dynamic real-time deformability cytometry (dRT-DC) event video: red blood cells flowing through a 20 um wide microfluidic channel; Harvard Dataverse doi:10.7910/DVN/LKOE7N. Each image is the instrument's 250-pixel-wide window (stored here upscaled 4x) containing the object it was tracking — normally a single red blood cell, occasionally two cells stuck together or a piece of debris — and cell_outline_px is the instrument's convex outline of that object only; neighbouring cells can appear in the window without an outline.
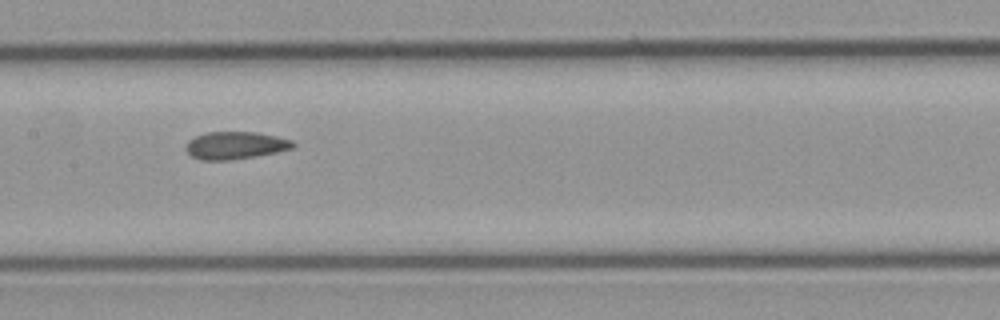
{"species": "common noctule bat (a hibernating species)", "species_latin": "Nyctalus noctula", "temperature_condition": "cold", "stored_images_in_passage": 14, "camera_frame_rate_fps": 3000, "um_per_image_px": 0.085, "animal": {"sex": "male", "body_mass_g": 23.1, "forearm_length_mm": 52.7}, "frame": {"image": 1, "passage_image": 7, "time_ms": 8.0, "image_size_px": [1000, 320], "cell_outline_px": [[296, 144], [292, 148], [276, 152], [256, 156], [228, 160], [200, 160], [192, 156], [184, 148], [188, 140], [196, 136], [208, 132], [256, 132], [276, 136], [292, 140]], "centroid_in_image_um": [19.99, 12.35], "position_along_channel_um": 187.4, "area_um2": 17.11}}
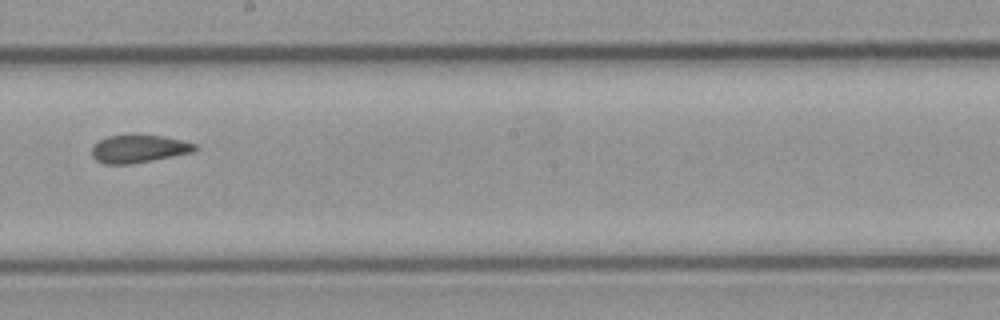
{"frame": {"image": 2, "passage_image": 8, "time_ms": 9.333, "image_size_px": [1000, 320], "cell_outline_px": [[200, 148], [192, 152], [132, 164], [104, 164], [96, 160], [92, 156], [92, 148], [100, 140], [108, 136], [128, 132], [136, 132], [164, 136], [196, 144]], "centroid_in_image_um": [11.78, 12.6], "position_along_channel_um": 236.4, "area_um2": 17.28}}
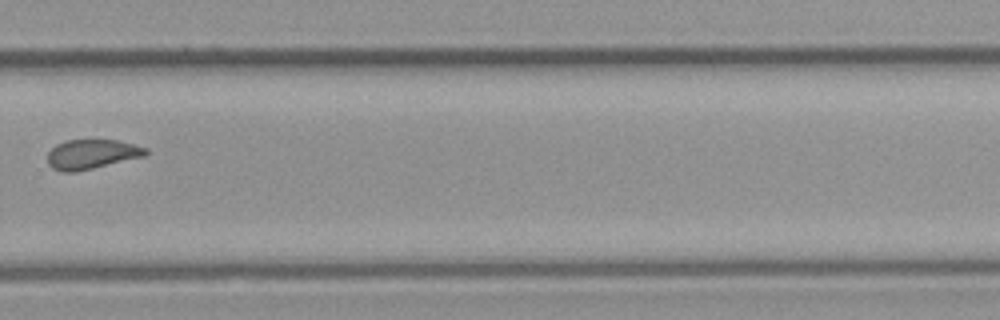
{"frame": {"image": 3, "passage_image": 10, "time_ms": 11.667, "image_size_px": [1000, 320], "cell_outline_px": [[148, 152], [144, 156], [76, 172], [60, 172], [52, 168], [48, 164], [48, 152], [56, 144], [64, 140], [116, 140], [148, 148]], "centroid_in_image_um": [7.76, 13.11], "position_along_channel_um": 322.0, "area_um2": 16.88}}